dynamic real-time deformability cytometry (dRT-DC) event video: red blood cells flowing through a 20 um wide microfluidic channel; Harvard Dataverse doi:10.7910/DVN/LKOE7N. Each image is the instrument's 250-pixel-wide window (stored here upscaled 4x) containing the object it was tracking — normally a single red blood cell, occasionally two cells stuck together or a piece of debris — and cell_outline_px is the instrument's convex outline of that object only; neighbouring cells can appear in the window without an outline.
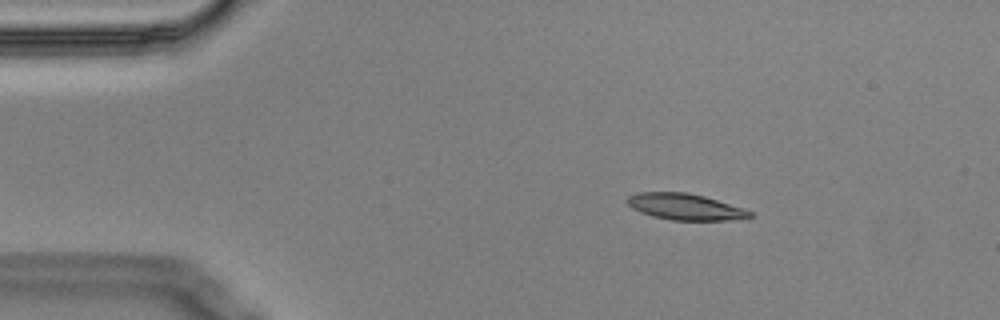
{"species": "Egyptian fruit bat (a non-hibernating species)", "species_latin": "Rousettus aegyptiacus", "temperature_condition": "cold", "stored_images_in_passage": 4, "camera_frame_rate_fps": 3000, "um_per_image_px": 0.085, "animal": {"sex": "male"}, "frame": {"image": 1, "passage_image": 2, "time_ms": 0.333, "image_size_px": [1000, 320], "cell_outline_px": [[752, 216], [748, 220], [672, 220], [652, 216], [640, 212], [632, 208], [624, 200], [628, 196], [636, 192], [688, 192], [704, 196], [744, 208], [752, 212]], "centroid_in_image_um": [58.26, 17.58], "position_along_channel_um": 26.7, "area_um2": 19.07}}